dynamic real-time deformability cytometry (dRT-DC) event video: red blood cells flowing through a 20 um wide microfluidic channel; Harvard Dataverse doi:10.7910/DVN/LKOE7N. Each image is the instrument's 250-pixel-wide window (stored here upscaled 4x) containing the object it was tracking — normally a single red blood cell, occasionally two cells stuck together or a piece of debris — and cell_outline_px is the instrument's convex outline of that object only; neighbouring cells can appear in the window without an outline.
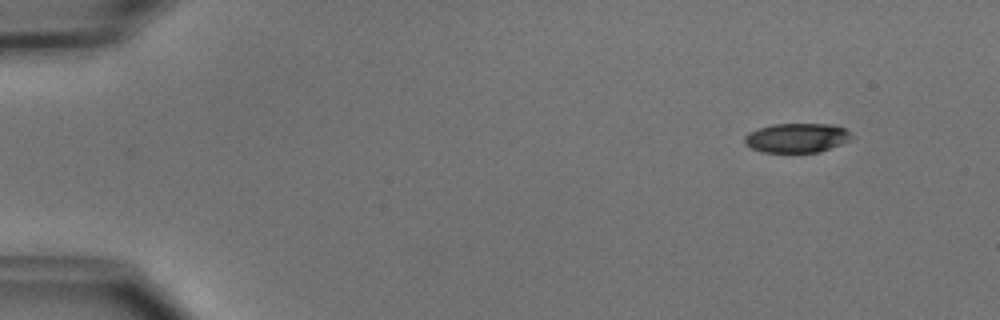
{"species": "common noctule bat (a hibernating species)", "species_latin": "Nyctalus noctula", "temperature_condition": "cold", "stored_images_in_passage": 4, "camera_frame_rate_fps": 3000, "um_per_image_px": 0.085, "animal": {"sex": "male", "body_mass_g": 15.6}, "frame": {"image": 1, "passage_image": 1, "time_ms": 0.0, "image_size_px": [1000, 320], "cell_outline_px": [[852, 136], [848, 140], [840, 144], [820, 152], [764, 152], [752, 148], [744, 144], [744, 136], [748, 132], [772, 124], [832, 124], [844, 128]], "centroid_in_image_um": [67.69, 11.71], "position_along_channel_um": 17.3, "area_um2": 18.15}}
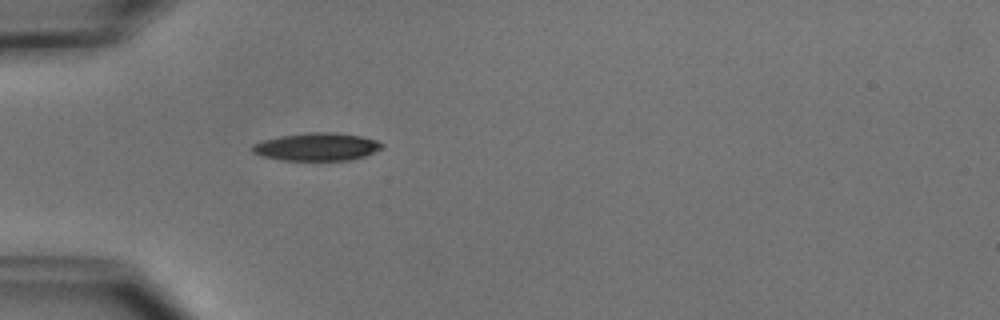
{"frame": {"image": 2, "passage_image": 4, "time_ms": 3.667, "image_size_px": [1000, 320], "cell_outline_px": [[384, 148], [364, 156], [352, 160], [280, 160], [260, 156], [252, 152], [252, 144], [264, 140], [280, 136], [308, 132], [332, 132], [360, 136], [376, 140], [384, 144]], "centroid_in_image_um": [26.93, 12.48], "position_along_channel_um": 58.1, "area_um2": 21.1}}